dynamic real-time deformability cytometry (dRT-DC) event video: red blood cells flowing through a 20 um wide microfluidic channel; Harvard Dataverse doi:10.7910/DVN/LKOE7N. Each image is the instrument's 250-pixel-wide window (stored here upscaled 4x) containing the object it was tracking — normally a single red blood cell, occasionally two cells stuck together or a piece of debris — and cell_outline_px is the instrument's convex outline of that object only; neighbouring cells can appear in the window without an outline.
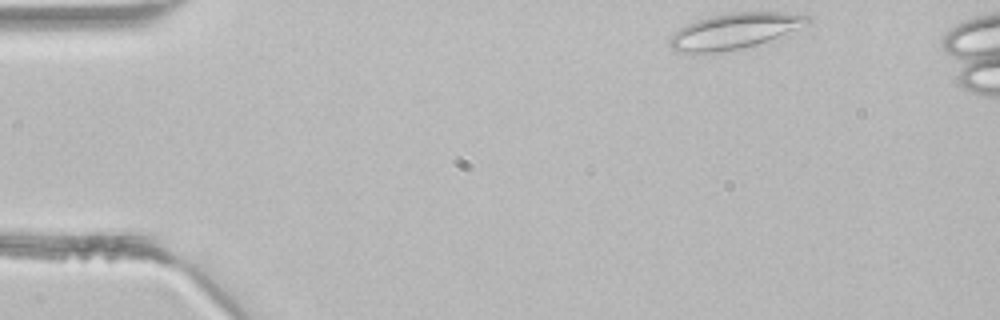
{"species": "common noctule bat (a hibernating species)", "species_latin": "Nyctalus noctula", "temperature_condition": "room temperature", "stored_images_in_passage": 3, "camera_frame_rate_fps": 3000, "um_per_image_px": 0.085, "animal": {"sex": "male", "body_mass_g": 21.5, "forearm_length_mm": 52.0}, "frame": {"image": 1, "passage_image": 1, "time_ms": 0.0, "image_size_px": [1000, 320], "cell_outline_px": [[812, 20], [808, 24], [768, 40], [744, 48], [716, 52], [676, 52], [668, 44], [668, 40], [680, 28], [696, 20], [708, 16], [732, 12], [780, 12], [808, 16]], "centroid_in_image_um": [62.4, 2.63], "position_along_channel_um": 22.6, "area_um2": 28.21}}